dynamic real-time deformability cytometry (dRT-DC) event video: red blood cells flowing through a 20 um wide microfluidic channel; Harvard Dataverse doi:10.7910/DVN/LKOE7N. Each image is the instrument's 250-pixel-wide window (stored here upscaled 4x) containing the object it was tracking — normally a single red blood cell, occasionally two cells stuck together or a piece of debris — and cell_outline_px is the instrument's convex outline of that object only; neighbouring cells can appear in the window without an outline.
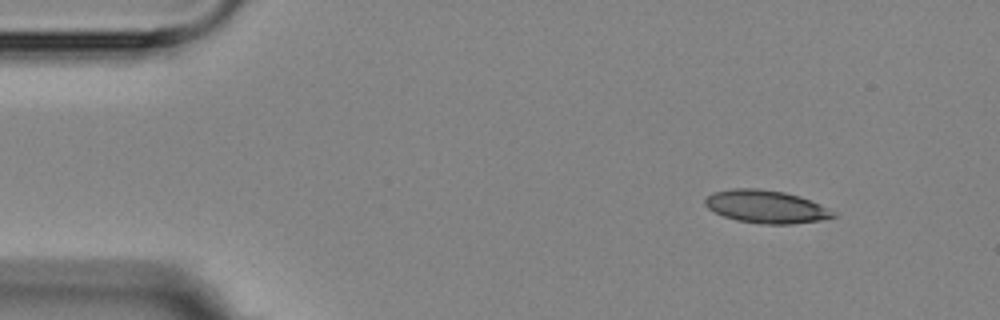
{"species": "Egyptian fruit bat (a non-hibernating species)", "species_latin": "Rousettus aegyptiacus", "temperature_condition": "room temperature", "stored_images_in_passage": 5, "camera_frame_rate_fps": 3000, "um_per_image_px": 0.085, "animal": {"sex": "female"}, "frame": {"image": 1, "passage_image": 1, "time_ms": 0.0, "image_size_px": [1000, 320], "cell_outline_px": [[836, 216], [820, 220], [792, 224], [764, 224], [736, 220], [724, 216], [708, 208], [704, 204], [704, 200], [708, 196], [716, 192], [732, 188], [756, 188], [784, 192], [800, 196], [820, 204], [828, 208]], "centroid_in_image_um": [65.11, 17.56], "position_along_channel_um": 19.9, "area_um2": 24.28}}
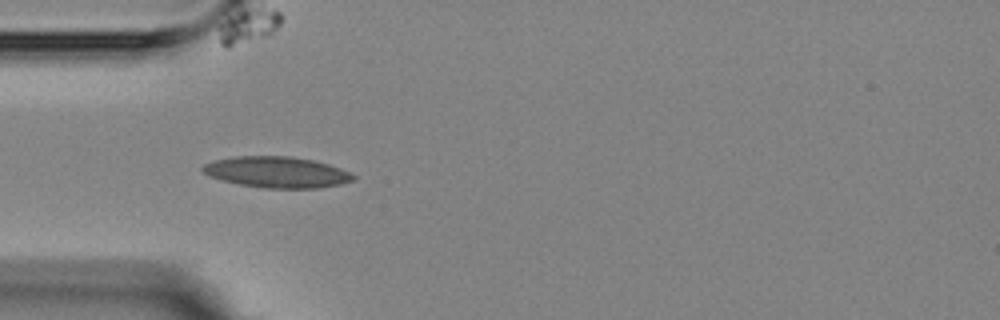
{"frame": {"image": 2, "passage_image": 3, "time_ms": 3.333, "image_size_px": [1000, 320], "cell_outline_px": [[356, 180], [340, 184], [320, 188], [264, 188], [240, 184], [220, 180], [208, 176], [200, 168], [204, 164], [216, 160], [236, 156], [288, 156], [312, 160], [328, 164], [340, 168], [356, 176]], "centroid_in_image_um": [23.53, 14.64], "position_along_channel_um": 61.5, "area_um2": 27.22}}
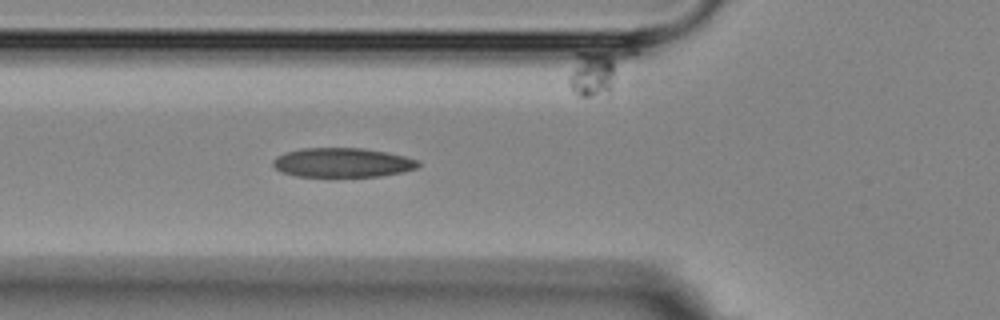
{"frame": {"image": 3, "passage_image": 4, "time_ms": 4.333, "image_size_px": [1000, 320], "cell_outline_px": [[420, 164], [416, 168], [400, 172], [380, 176], [296, 176], [280, 172], [272, 164], [272, 160], [276, 156], [284, 152], [300, 148], [364, 148], [388, 152], [420, 160]], "centroid_in_image_um": [29.07, 13.81], "position_along_channel_um": 96.7, "area_um2": 24.91}}